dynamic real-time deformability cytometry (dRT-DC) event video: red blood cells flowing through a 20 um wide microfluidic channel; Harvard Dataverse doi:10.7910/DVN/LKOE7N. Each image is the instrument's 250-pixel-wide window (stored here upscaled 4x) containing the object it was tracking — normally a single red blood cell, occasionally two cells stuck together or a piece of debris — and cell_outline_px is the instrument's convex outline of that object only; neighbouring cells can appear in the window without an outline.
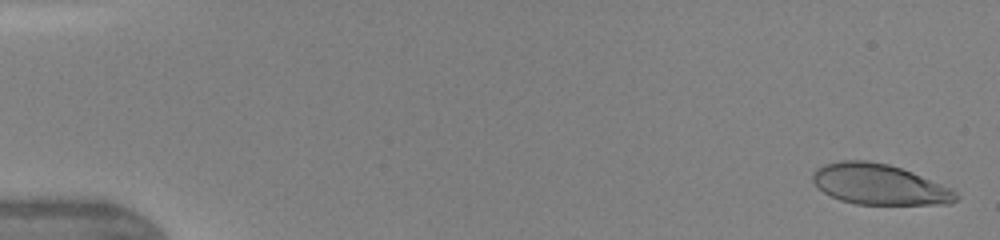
{"species": "human", "species_latin": "Homo sapiens", "temperature_condition": "warm", "stored_images_in_passage": 24, "camera_frame_rate_fps": 3000, "um_per_image_px": 0.085, "donor": {"sex": "female"}, "frame": {"image": 1, "passage_image": 2, "time_ms": 0.333, "image_size_px": [1000, 240], "cell_outline_px": [[960, 196], [952, 204], [856, 204], [840, 200], [824, 192], [812, 180], [812, 172], [816, 168], [824, 164], [840, 160], [868, 160], [888, 164], [912, 172], [952, 188]], "centroid_in_image_um": [74.75, 15.67], "position_along_channel_um": 10.3, "area_um2": 33.93}}
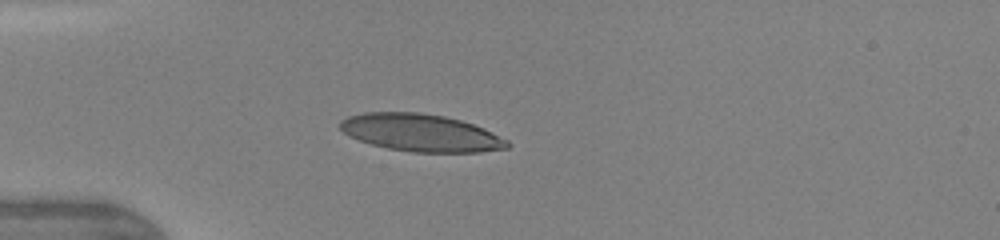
{"frame": {"image": 2, "passage_image": 14, "time_ms": 4.333, "image_size_px": [1000, 240], "cell_outline_px": [[512, 144], [508, 148], [480, 152], [412, 152], [388, 148], [372, 144], [348, 136], [340, 128], [340, 120], [348, 116], [364, 112], [416, 112], [444, 116], [460, 120], [484, 128], [508, 140]], "centroid_in_image_um": [35.78, 11.28], "position_along_channel_um": 49.2, "area_um2": 36.41}}